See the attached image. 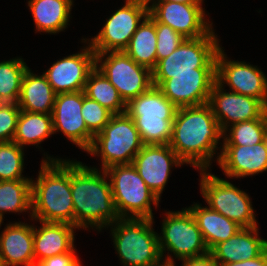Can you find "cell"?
<instances>
[{"label":"cell","instance_id":"obj_5","mask_svg":"<svg viewBox=\"0 0 267 266\" xmlns=\"http://www.w3.org/2000/svg\"><path fill=\"white\" fill-rule=\"evenodd\" d=\"M153 223L154 219L119 218L110 225L123 266H152L163 259Z\"/></svg>","mask_w":267,"mask_h":266},{"label":"cell","instance_id":"obj_10","mask_svg":"<svg viewBox=\"0 0 267 266\" xmlns=\"http://www.w3.org/2000/svg\"><path fill=\"white\" fill-rule=\"evenodd\" d=\"M96 68L117 89L126 104L153 86L152 71L138 65L124 51L96 53Z\"/></svg>","mask_w":267,"mask_h":266},{"label":"cell","instance_id":"obj_29","mask_svg":"<svg viewBox=\"0 0 267 266\" xmlns=\"http://www.w3.org/2000/svg\"><path fill=\"white\" fill-rule=\"evenodd\" d=\"M83 91L85 96L98 102L113 115L126 112V103L119 92L96 67L88 75Z\"/></svg>","mask_w":267,"mask_h":266},{"label":"cell","instance_id":"obj_33","mask_svg":"<svg viewBox=\"0 0 267 266\" xmlns=\"http://www.w3.org/2000/svg\"><path fill=\"white\" fill-rule=\"evenodd\" d=\"M24 148L15 142H0V181L32 179L23 177Z\"/></svg>","mask_w":267,"mask_h":266},{"label":"cell","instance_id":"obj_1","mask_svg":"<svg viewBox=\"0 0 267 266\" xmlns=\"http://www.w3.org/2000/svg\"><path fill=\"white\" fill-rule=\"evenodd\" d=\"M223 131L208 103L177 108L169 146L186 163L208 170Z\"/></svg>","mask_w":267,"mask_h":266},{"label":"cell","instance_id":"obj_41","mask_svg":"<svg viewBox=\"0 0 267 266\" xmlns=\"http://www.w3.org/2000/svg\"><path fill=\"white\" fill-rule=\"evenodd\" d=\"M152 266H175V261L161 259L160 261H158L156 264Z\"/></svg>","mask_w":267,"mask_h":266},{"label":"cell","instance_id":"obj_39","mask_svg":"<svg viewBox=\"0 0 267 266\" xmlns=\"http://www.w3.org/2000/svg\"><path fill=\"white\" fill-rule=\"evenodd\" d=\"M221 266H267V248L254 259L227 263Z\"/></svg>","mask_w":267,"mask_h":266},{"label":"cell","instance_id":"obj_23","mask_svg":"<svg viewBox=\"0 0 267 266\" xmlns=\"http://www.w3.org/2000/svg\"><path fill=\"white\" fill-rule=\"evenodd\" d=\"M258 227L241 228L228 240L215 245L209 252L219 265L251 260L267 248V240L259 237Z\"/></svg>","mask_w":267,"mask_h":266},{"label":"cell","instance_id":"obj_24","mask_svg":"<svg viewBox=\"0 0 267 266\" xmlns=\"http://www.w3.org/2000/svg\"><path fill=\"white\" fill-rule=\"evenodd\" d=\"M33 73L28 68L24 74L18 107L27 112L52 114L56 93L44 74Z\"/></svg>","mask_w":267,"mask_h":266},{"label":"cell","instance_id":"obj_6","mask_svg":"<svg viewBox=\"0 0 267 266\" xmlns=\"http://www.w3.org/2000/svg\"><path fill=\"white\" fill-rule=\"evenodd\" d=\"M109 178L119 218L154 219L152 204L160 199L140 177L133 164H117L104 170Z\"/></svg>","mask_w":267,"mask_h":266},{"label":"cell","instance_id":"obj_36","mask_svg":"<svg viewBox=\"0 0 267 266\" xmlns=\"http://www.w3.org/2000/svg\"><path fill=\"white\" fill-rule=\"evenodd\" d=\"M19 115L17 103H0V142L13 141Z\"/></svg>","mask_w":267,"mask_h":266},{"label":"cell","instance_id":"obj_4","mask_svg":"<svg viewBox=\"0 0 267 266\" xmlns=\"http://www.w3.org/2000/svg\"><path fill=\"white\" fill-rule=\"evenodd\" d=\"M177 107L162 91L152 86L126 104L144 145L169 144Z\"/></svg>","mask_w":267,"mask_h":266},{"label":"cell","instance_id":"obj_35","mask_svg":"<svg viewBox=\"0 0 267 266\" xmlns=\"http://www.w3.org/2000/svg\"><path fill=\"white\" fill-rule=\"evenodd\" d=\"M156 36L157 62L169 56L186 39L170 26L159 23L157 20Z\"/></svg>","mask_w":267,"mask_h":266},{"label":"cell","instance_id":"obj_34","mask_svg":"<svg viewBox=\"0 0 267 266\" xmlns=\"http://www.w3.org/2000/svg\"><path fill=\"white\" fill-rule=\"evenodd\" d=\"M87 129L95 136L108 124L113 115L95 100L85 96L83 91V106L81 110Z\"/></svg>","mask_w":267,"mask_h":266},{"label":"cell","instance_id":"obj_31","mask_svg":"<svg viewBox=\"0 0 267 266\" xmlns=\"http://www.w3.org/2000/svg\"><path fill=\"white\" fill-rule=\"evenodd\" d=\"M28 68L19 57L0 62V103H17Z\"/></svg>","mask_w":267,"mask_h":266},{"label":"cell","instance_id":"obj_42","mask_svg":"<svg viewBox=\"0 0 267 266\" xmlns=\"http://www.w3.org/2000/svg\"><path fill=\"white\" fill-rule=\"evenodd\" d=\"M262 118H263V121H264L265 133H266V138H267V103L264 105Z\"/></svg>","mask_w":267,"mask_h":266},{"label":"cell","instance_id":"obj_22","mask_svg":"<svg viewBox=\"0 0 267 266\" xmlns=\"http://www.w3.org/2000/svg\"><path fill=\"white\" fill-rule=\"evenodd\" d=\"M41 226H33V248L35 264L46 258L70 253L75 247L76 226L69 223L42 222Z\"/></svg>","mask_w":267,"mask_h":266},{"label":"cell","instance_id":"obj_40","mask_svg":"<svg viewBox=\"0 0 267 266\" xmlns=\"http://www.w3.org/2000/svg\"><path fill=\"white\" fill-rule=\"evenodd\" d=\"M148 1H171L178 3H203L204 0H148Z\"/></svg>","mask_w":267,"mask_h":266},{"label":"cell","instance_id":"obj_38","mask_svg":"<svg viewBox=\"0 0 267 266\" xmlns=\"http://www.w3.org/2000/svg\"><path fill=\"white\" fill-rule=\"evenodd\" d=\"M180 261H182L181 266H220L210 252L202 256L186 258Z\"/></svg>","mask_w":267,"mask_h":266},{"label":"cell","instance_id":"obj_8","mask_svg":"<svg viewBox=\"0 0 267 266\" xmlns=\"http://www.w3.org/2000/svg\"><path fill=\"white\" fill-rule=\"evenodd\" d=\"M209 170H200V191L209 208L236 222L242 228L257 227L249 195Z\"/></svg>","mask_w":267,"mask_h":266},{"label":"cell","instance_id":"obj_19","mask_svg":"<svg viewBox=\"0 0 267 266\" xmlns=\"http://www.w3.org/2000/svg\"><path fill=\"white\" fill-rule=\"evenodd\" d=\"M217 82L210 92L208 104L222 131L230 124L262 117L264 103L256 98L224 90Z\"/></svg>","mask_w":267,"mask_h":266},{"label":"cell","instance_id":"obj_16","mask_svg":"<svg viewBox=\"0 0 267 266\" xmlns=\"http://www.w3.org/2000/svg\"><path fill=\"white\" fill-rule=\"evenodd\" d=\"M82 106L83 91L56 94L52 111L53 132H62L70 142L87 152L94 135L85 125Z\"/></svg>","mask_w":267,"mask_h":266},{"label":"cell","instance_id":"obj_3","mask_svg":"<svg viewBox=\"0 0 267 266\" xmlns=\"http://www.w3.org/2000/svg\"><path fill=\"white\" fill-rule=\"evenodd\" d=\"M36 180H31V219L74 225L71 160L44 154Z\"/></svg>","mask_w":267,"mask_h":266},{"label":"cell","instance_id":"obj_30","mask_svg":"<svg viewBox=\"0 0 267 266\" xmlns=\"http://www.w3.org/2000/svg\"><path fill=\"white\" fill-rule=\"evenodd\" d=\"M31 180L0 181V222H3L4 213L28 212L32 216Z\"/></svg>","mask_w":267,"mask_h":266},{"label":"cell","instance_id":"obj_28","mask_svg":"<svg viewBox=\"0 0 267 266\" xmlns=\"http://www.w3.org/2000/svg\"><path fill=\"white\" fill-rule=\"evenodd\" d=\"M52 134H54L52 114L20 110L13 142L22 148L36 144L39 147V144Z\"/></svg>","mask_w":267,"mask_h":266},{"label":"cell","instance_id":"obj_25","mask_svg":"<svg viewBox=\"0 0 267 266\" xmlns=\"http://www.w3.org/2000/svg\"><path fill=\"white\" fill-rule=\"evenodd\" d=\"M201 231L207 249L228 240L242 227L208 206L202 207L195 203L188 207Z\"/></svg>","mask_w":267,"mask_h":266},{"label":"cell","instance_id":"obj_17","mask_svg":"<svg viewBox=\"0 0 267 266\" xmlns=\"http://www.w3.org/2000/svg\"><path fill=\"white\" fill-rule=\"evenodd\" d=\"M132 164L147 186L161 199L172 166L181 167L186 163L168 144H152L143 145Z\"/></svg>","mask_w":267,"mask_h":266},{"label":"cell","instance_id":"obj_12","mask_svg":"<svg viewBox=\"0 0 267 266\" xmlns=\"http://www.w3.org/2000/svg\"><path fill=\"white\" fill-rule=\"evenodd\" d=\"M212 28L205 36L185 39L169 56L156 63L152 74L196 73V69H216V54L221 48Z\"/></svg>","mask_w":267,"mask_h":266},{"label":"cell","instance_id":"obj_11","mask_svg":"<svg viewBox=\"0 0 267 266\" xmlns=\"http://www.w3.org/2000/svg\"><path fill=\"white\" fill-rule=\"evenodd\" d=\"M148 14V0H125L123 7L106 19L102 29L94 38L88 39V43L95 53L124 51Z\"/></svg>","mask_w":267,"mask_h":266},{"label":"cell","instance_id":"obj_14","mask_svg":"<svg viewBox=\"0 0 267 266\" xmlns=\"http://www.w3.org/2000/svg\"><path fill=\"white\" fill-rule=\"evenodd\" d=\"M148 3L149 13L159 23L170 26L186 39L205 36L213 28V23L206 18L203 3L171 1H148Z\"/></svg>","mask_w":267,"mask_h":266},{"label":"cell","instance_id":"obj_20","mask_svg":"<svg viewBox=\"0 0 267 266\" xmlns=\"http://www.w3.org/2000/svg\"><path fill=\"white\" fill-rule=\"evenodd\" d=\"M221 150L216 160L230 179L253 176L267 170V138L252 146L222 145Z\"/></svg>","mask_w":267,"mask_h":266},{"label":"cell","instance_id":"obj_21","mask_svg":"<svg viewBox=\"0 0 267 266\" xmlns=\"http://www.w3.org/2000/svg\"><path fill=\"white\" fill-rule=\"evenodd\" d=\"M1 266H36L33 225L23 222L6 224L0 234Z\"/></svg>","mask_w":267,"mask_h":266},{"label":"cell","instance_id":"obj_37","mask_svg":"<svg viewBox=\"0 0 267 266\" xmlns=\"http://www.w3.org/2000/svg\"><path fill=\"white\" fill-rule=\"evenodd\" d=\"M76 248L70 253L55 255L36 264V266H82L80 259L76 256Z\"/></svg>","mask_w":267,"mask_h":266},{"label":"cell","instance_id":"obj_18","mask_svg":"<svg viewBox=\"0 0 267 266\" xmlns=\"http://www.w3.org/2000/svg\"><path fill=\"white\" fill-rule=\"evenodd\" d=\"M88 46L54 62L43 74L56 94L83 91L88 75L96 67V53Z\"/></svg>","mask_w":267,"mask_h":266},{"label":"cell","instance_id":"obj_32","mask_svg":"<svg viewBox=\"0 0 267 266\" xmlns=\"http://www.w3.org/2000/svg\"><path fill=\"white\" fill-rule=\"evenodd\" d=\"M265 139V125L262 117L232 124L223 131V145L252 146Z\"/></svg>","mask_w":267,"mask_h":266},{"label":"cell","instance_id":"obj_13","mask_svg":"<svg viewBox=\"0 0 267 266\" xmlns=\"http://www.w3.org/2000/svg\"><path fill=\"white\" fill-rule=\"evenodd\" d=\"M153 85L177 108L208 103L216 82V69H196V73L152 74Z\"/></svg>","mask_w":267,"mask_h":266},{"label":"cell","instance_id":"obj_2","mask_svg":"<svg viewBox=\"0 0 267 266\" xmlns=\"http://www.w3.org/2000/svg\"><path fill=\"white\" fill-rule=\"evenodd\" d=\"M104 170L71 160V193L74 226L101 231L119 219L110 181Z\"/></svg>","mask_w":267,"mask_h":266},{"label":"cell","instance_id":"obj_26","mask_svg":"<svg viewBox=\"0 0 267 266\" xmlns=\"http://www.w3.org/2000/svg\"><path fill=\"white\" fill-rule=\"evenodd\" d=\"M36 31L57 34L66 29L73 0H29Z\"/></svg>","mask_w":267,"mask_h":266},{"label":"cell","instance_id":"obj_15","mask_svg":"<svg viewBox=\"0 0 267 266\" xmlns=\"http://www.w3.org/2000/svg\"><path fill=\"white\" fill-rule=\"evenodd\" d=\"M222 47L216 54V82L229 90L267 103V78L259 67L244 61L228 60Z\"/></svg>","mask_w":267,"mask_h":266},{"label":"cell","instance_id":"obj_9","mask_svg":"<svg viewBox=\"0 0 267 266\" xmlns=\"http://www.w3.org/2000/svg\"><path fill=\"white\" fill-rule=\"evenodd\" d=\"M162 222L159 234V247L162 258L168 251L166 260L174 261L198 257L209 252L197 222L188 208L181 211H168ZM161 235V236H160ZM169 251L172 255L169 254Z\"/></svg>","mask_w":267,"mask_h":266},{"label":"cell","instance_id":"obj_7","mask_svg":"<svg viewBox=\"0 0 267 266\" xmlns=\"http://www.w3.org/2000/svg\"><path fill=\"white\" fill-rule=\"evenodd\" d=\"M143 143L134 120L125 112L111 116L103 130L94 136L87 153L101 157L102 170L117 164H132Z\"/></svg>","mask_w":267,"mask_h":266},{"label":"cell","instance_id":"obj_27","mask_svg":"<svg viewBox=\"0 0 267 266\" xmlns=\"http://www.w3.org/2000/svg\"><path fill=\"white\" fill-rule=\"evenodd\" d=\"M156 19L149 13L139 24L124 52L138 65L151 71L157 63Z\"/></svg>","mask_w":267,"mask_h":266}]
</instances>
